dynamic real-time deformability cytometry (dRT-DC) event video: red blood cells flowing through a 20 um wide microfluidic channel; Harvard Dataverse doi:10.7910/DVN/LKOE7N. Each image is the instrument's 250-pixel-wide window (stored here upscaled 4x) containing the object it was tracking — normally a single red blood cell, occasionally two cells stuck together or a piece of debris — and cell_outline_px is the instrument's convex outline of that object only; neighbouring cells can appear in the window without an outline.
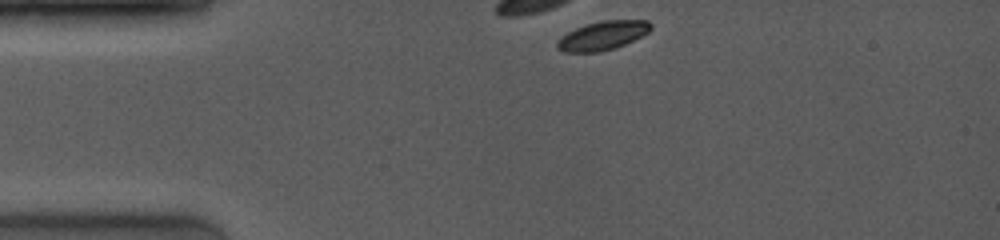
{"species": "common noctule bat (a hibernating species)", "species_latin": "Nyctalus noctula", "temperature_condition": "room temperature", "stored_images_in_passage": 3, "camera_frame_rate_fps": 4000, "um_per_image_px": 0.085, "animal": {"sex": "female", "body_mass_g": 19.0, "forearm_length_mm": 53.3}, "frame": {"image": 1, "passage_image": 1, "time_ms": 0.0, "image_size_px": [1000, 240], "cell_outline_px": [[652, 28], [648, 32], [616, 48], [600, 52], [564, 52], [556, 48], [556, 40], [568, 32], [576, 28], [600, 20], [648, 20], [652, 24]], "centroid_in_image_um": [51.21, 3.03], "position_along_channel_um": 33.8, "area_um2": 15.72}}